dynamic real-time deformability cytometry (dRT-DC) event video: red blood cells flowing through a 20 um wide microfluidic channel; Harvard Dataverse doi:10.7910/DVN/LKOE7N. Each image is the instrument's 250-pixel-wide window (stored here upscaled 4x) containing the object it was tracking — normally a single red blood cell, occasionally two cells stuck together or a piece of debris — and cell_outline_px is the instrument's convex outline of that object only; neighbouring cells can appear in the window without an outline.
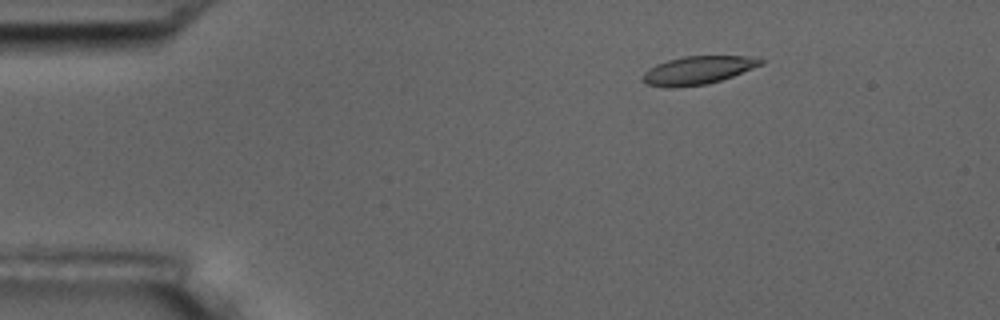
{"species": "common noctule bat (a hibernating species)", "species_latin": "Nyctalus noctula", "temperature_condition": "room temperature", "stored_images_in_passage": 5, "camera_frame_rate_fps": 3000, "um_per_image_px": 0.085, "animal": {"sex": "male", "body_mass_g": 17.5, "forearm_length_mm": 52.3}, "frame": {"image": 1, "passage_image": 3, "time_ms": 2.333, "image_size_px": [1000, 320], "cell_outline_px": [[764, 64], [732, 76], [708, 84], [672, 88], [668, 88], [648, 84], [640, 80], [640, 76], [648, 68], [656, 64], [668, 60], [684, 56], [748, 56], [764, 60]], "centroid_in_image_um": [59.27, 5.98], "position_along_channel_um": 25.7, "area_um2": 19.48}}
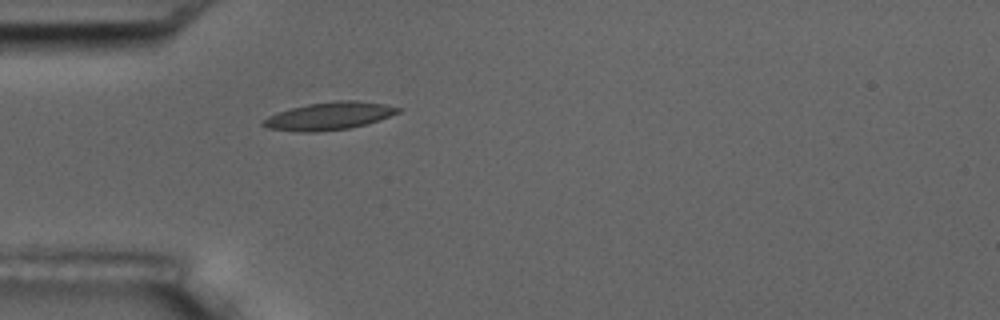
{"frame": {"image": 2, "passage_image": 5, "time_ms": 5.0, "image_size_px": [1000, 320], "cell_outline_px": [[404, 108], [400, 112], [364, 124], [348, 128], [316, 132], [300, 132], [268, 128], [260, 124], [268, 116], [292, 108], [308, 104], [336, 100], [356, 100], [384, 104]], "centroid_in_image_um": [27.98, 9.85], "position_along_channel_um": 57.0, "area_um2": 21.44}}